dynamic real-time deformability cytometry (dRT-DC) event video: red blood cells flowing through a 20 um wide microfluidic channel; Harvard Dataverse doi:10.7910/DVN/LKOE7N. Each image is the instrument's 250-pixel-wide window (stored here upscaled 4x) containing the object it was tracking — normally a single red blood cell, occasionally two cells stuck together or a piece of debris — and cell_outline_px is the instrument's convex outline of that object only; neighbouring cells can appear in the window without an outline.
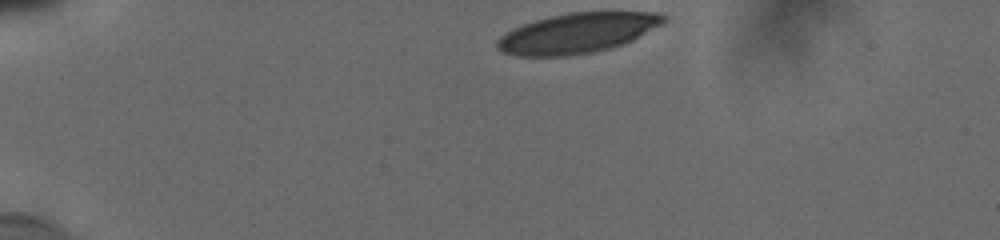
{"species": "human", "species_latin": "Homo sapiens", "temperature_condition": "cold", "stored_images_in_passage": 7, "camera_frame_rate_fps": 3000, "um_per_image_px": 0.085, "donor": {"sex": "male"}, "frame": {"image": 1, "passage_image": 1, "time_ms": 0.0, "image_size_px": [1000, 240], "cell_outline_px": [[668, 20], [632, 40], [624, 44], [612, 48], [592, 52], [568, 56], [516, 56], [504, 52], [496, 48], [496, 40], [500, 36], [512, 28], [536, 20], [552, 16], [572, 12], [652, 12], [668, 16]], "centroid_in_image_um": [49.06, 2.82], "position_along_channel_um": 35.9, "area_um2": 38.73}}
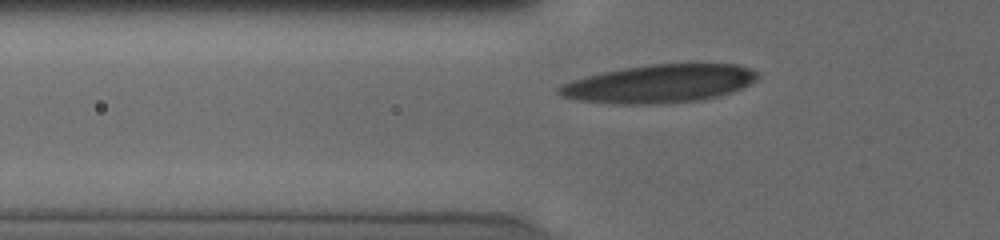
{"frame": {"image": 2, "passage_image": 6, "time_ms": 2.667, "image_size_px": [1000, 240], "cell_outline_px": [[760, 76], [748, 84], [732, 92], [720, 96], [700, 100], [660, 104], [616, 104], [576, 100], [560, 96], [556, 92], [556, 88], [560, 84], [584, 76], [620, 68], [652, 64], [736, 64], [760, 72]], "centroid_in_image_um": [55.99, 7.12], "position_along_channel_um": 69.8, "area_um2": 44.51}}